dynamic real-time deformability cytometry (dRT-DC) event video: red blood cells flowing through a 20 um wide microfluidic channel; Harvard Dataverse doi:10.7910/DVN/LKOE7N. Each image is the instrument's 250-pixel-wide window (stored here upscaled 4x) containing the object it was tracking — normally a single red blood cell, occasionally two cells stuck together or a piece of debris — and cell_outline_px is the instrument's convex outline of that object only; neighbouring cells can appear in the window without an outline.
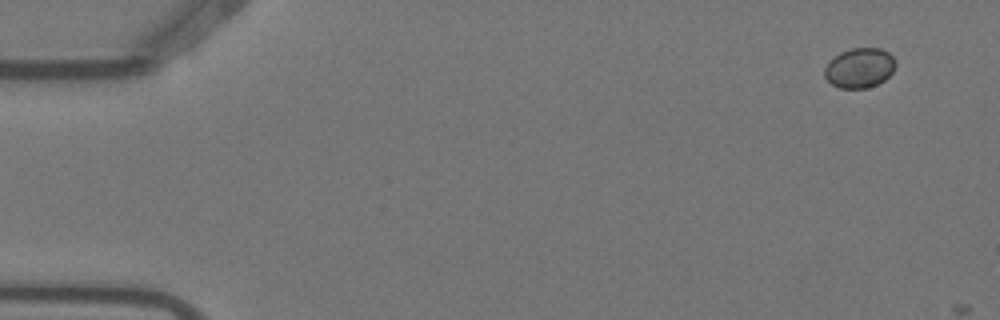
{"species": "Egyptian fruit bat (a non-hibernating species)", "species_latin": "Rousettus aegyptiacus", "temperature_condition": "warm", "stored_images_in_passage": 4, "camera_frame_rate_fps": 3000, "um_per_image_px": 0.085, "animal": {"sex": "female"}, "frame": {"image": 1, "passage_image": 2, "time_ms": 0.333, "image_size_px": [1000, 320], "cell_outline_px": [[896, 64], [892, 72], [884, 80], [868, 88], [840, 88], [832, 84], [824, 76], [824, 68], [840, 52], [852, 48], [880, 48], [888, 52], [896, 60]], "centroid_in_image_um": [73.08, 5.77], "position_along_channel_um": 11.9, "area_um2": 16.36}}